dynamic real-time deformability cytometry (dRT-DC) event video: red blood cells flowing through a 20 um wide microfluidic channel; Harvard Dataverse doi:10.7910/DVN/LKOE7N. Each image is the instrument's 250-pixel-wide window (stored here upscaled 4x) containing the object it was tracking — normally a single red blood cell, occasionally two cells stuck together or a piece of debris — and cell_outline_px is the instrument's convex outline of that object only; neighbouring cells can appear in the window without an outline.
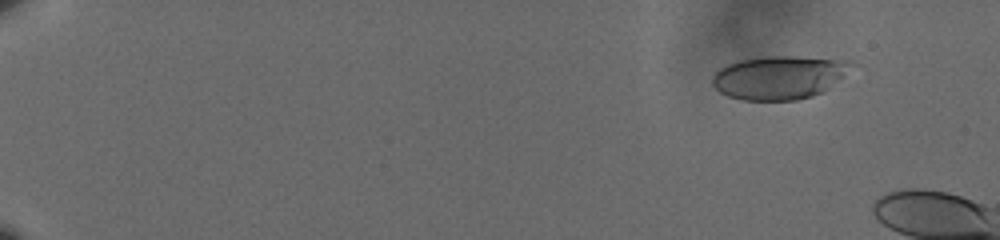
{"species": "human", "species_latin": "Homo sapiens", "temperature_condition": "cold", "stored_images_in_passage": 13, "camera_frame_rate_fps": 3000, "um_per_image_px": 0.085, "donor": {"sex": "male"}, "frame": {"image": 1, "passage_image": 6, "time_ms": 1.667, "image_size_px": [1000, 240], "cell_outline_px": [[852, 64], [844, 76], [824, 92], [812, 96], [796, 100], [744, 100], [728, 96], [720, 92], [712, 84], [712, 76], [720, 68], [728, 64], [740, 60], [768, 56], [792, 56], [848, 60]], "centroid_in_image_um": [66.22, 6.58], "position_along_channel_um": 18.8, "area_um2": 35.03}}